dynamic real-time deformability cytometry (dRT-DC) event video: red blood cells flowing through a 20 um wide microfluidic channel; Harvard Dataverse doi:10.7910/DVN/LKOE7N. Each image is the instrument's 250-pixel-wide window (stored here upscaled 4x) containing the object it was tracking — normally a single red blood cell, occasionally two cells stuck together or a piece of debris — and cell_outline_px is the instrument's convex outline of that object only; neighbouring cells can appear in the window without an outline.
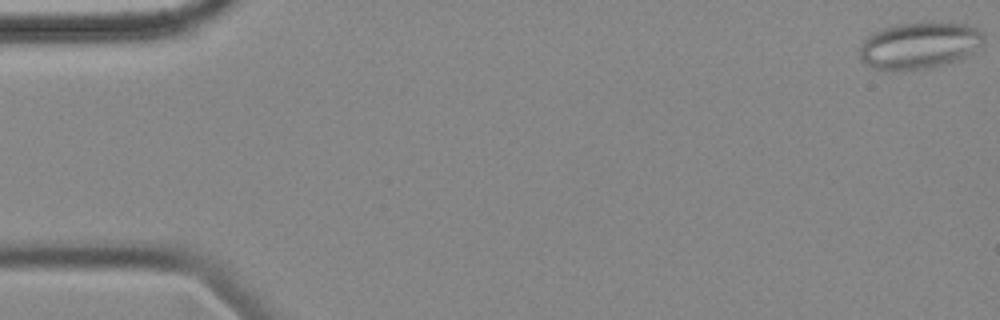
{"species": "common noctule bat (a hibernating species)", "species_latin": "Nyctalus noctula", "temperature_condition": "cold", "stored_images_in_passage": 13, "camera_frame_rate_fps": 3000, "um_per_image_px": 0.085, "animal": {"sex": "female", "body_mass_g": 18.4}, "frame": {"image": 1, "passage_image": 1, "time_ms": 0.0, "image_size_px": [1000, 320], "cell_outline_px": [[984, 44], [972, 52], [956, 60], [928, 68], [872, 68], [864, 64], [860, 60], [860, 44], [872, 32], [896, 24], [932, 20], [968, 24], [984, 32]], "centroid_in_image_um": [78.17, 3.79], "position_along_channel_um": 6.8, "area_um2": 33.87}}